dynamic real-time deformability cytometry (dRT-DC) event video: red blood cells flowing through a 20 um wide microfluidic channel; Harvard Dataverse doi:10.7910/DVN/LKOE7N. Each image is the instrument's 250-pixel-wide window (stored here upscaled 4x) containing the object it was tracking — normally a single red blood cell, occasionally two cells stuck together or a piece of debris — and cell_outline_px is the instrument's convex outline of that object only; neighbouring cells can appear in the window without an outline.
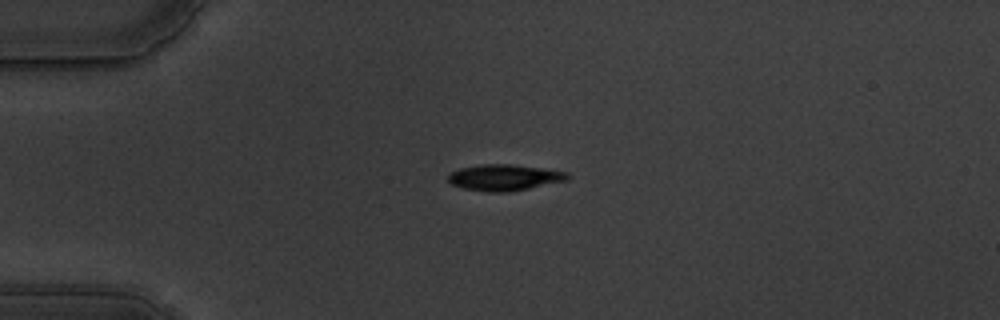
{"species": "common noctule bat (a hibernating species)", "species_latin": "Nyctalus noctula", "temperature_condition": "warm", "stored_images_in_passage": 39, "camera_frame_rate_fps": 3000, "um_per_image_px": 0.085, "animal": {"sex": "male", "body_mass_g": 19.5, "forearm_length_mm": 54.6}, "frame": {"image": 1, "passage_image": 1, "time_ms": 0.0, "image_size_px": [1000, 320], "cell_outline_px": [[572, 176], [568, 180], [508, 192], [488, 192], [464, 188], [452, 184], [448, 180], [448, 176], [452, 172], [460, 168], [484, 164], [508, 164], [540, 168], [568, 172]], "centroid_in_image_um": [42.9, 15.09], "position_along_channel_um": 42.1, "area_um2": 17.98}}
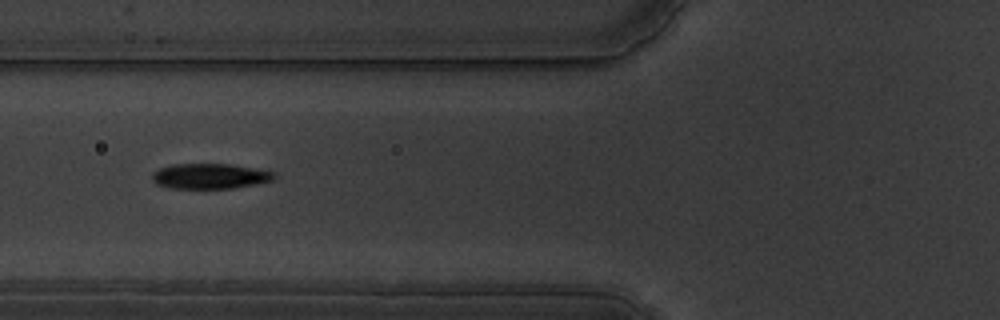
{"frame": {"image": 2, "passage_image": 9, "time_ms": 2.667, "image_size_px": [1000, 320], "cell_outline_px": [[276, 176], [272, 180], [256, 184], [232, 188], [172, 188], [156, 184], [152, 180], [152, 172], [160, 168], [172, 164], [228, 164], [276, 172]], "centroid_in_image_um": [17.82, 14.97], "position_along_channel_um": 108.0, "area_um2": 17.86}}
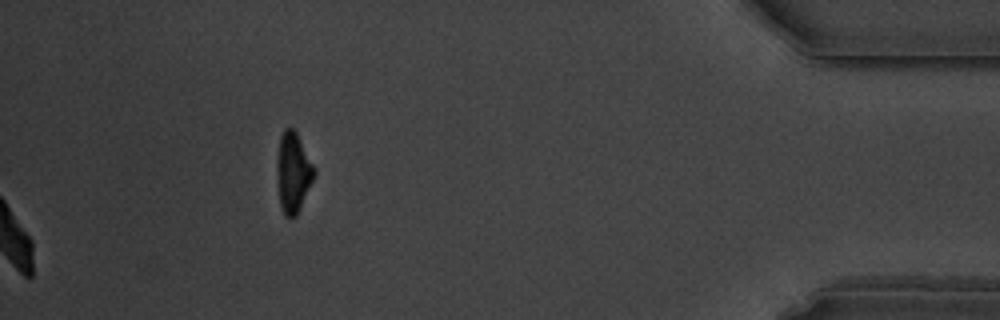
{"frame": {"image": 3, "passage_image": 39, "time_ms": 12.667, "image_size_px": [1000, 320], "cell_outline_px": [[316, 172], [300, 208], [296, 216], [284, 216], [280, 204], [276, 176], [276, 160], [280, 136], [284, 128], [292, 128], [296, 132], [316, 168]], "centroid_in_image_um": [24.9, 14.63], "position_along_channel_um": 410.3, "area_um2": 17.46}, "authors_computed_cell_mechanics": {"area_um2": 18.3804, "velocity_mm_per_s": 3.5375, "shape_relaxation_time_tau1_ms": 2.8685, "shape_relaxation_time_tau2_ms": 2.024, "deformation_change_tau1": 0.1496, "deformation_change_tau2": 0.0719}}